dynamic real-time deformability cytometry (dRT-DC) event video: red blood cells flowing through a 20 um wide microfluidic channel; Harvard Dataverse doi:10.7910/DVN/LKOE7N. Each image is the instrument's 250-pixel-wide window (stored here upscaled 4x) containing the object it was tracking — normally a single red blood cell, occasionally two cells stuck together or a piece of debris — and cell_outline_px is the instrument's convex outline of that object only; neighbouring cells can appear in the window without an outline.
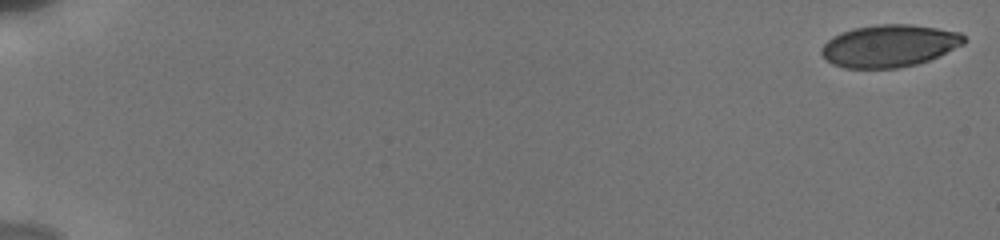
{"species": "human", "species_latin": "Homo sapiens", "temperature_condition": "cold", "stored_images_in_passage": 21, "camera_frame_rate_fps": 3000, "um_per_image_px": 0.085, "donor": {"sex": "male"}, "frame": {"image": 1, "passage_image": 1, "time_ms": 0.0, "image_size_px": [1000, 240], "cell_outline_px": [[968, 40], [964, 44], [928, 60], [916, 64], [896, 68], [844, 68], [832, 64], [820, 52], [820, 48], [832, 36], [840, 32], [852, 28], [876, 24], [912, 24], [960, 32]], "centroid_in_image_um": [75.57, 3.88], "position_along_channel_um": 9.4, "area_um2": 35.2}}
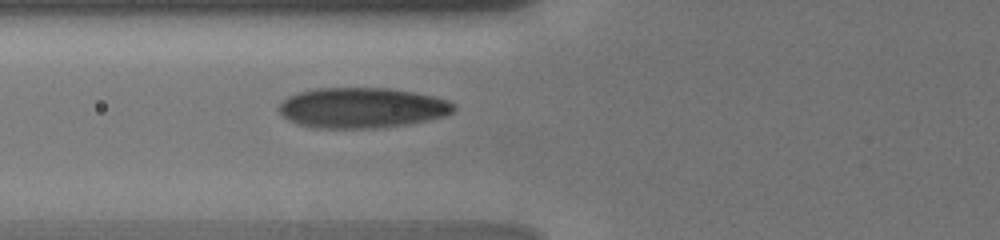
{"frame": {"image": 2, "passage_image": 18, "time_ms": 7.333, "image_size_px": [1000, 240], "cell_outline_px": [[456, 108], [452, 112], [444, 116], [428, 120], [408, 124], [380, 128], [316, 128], [296, 124], [288, 120], [276, 108], [288, 96], [300, 92], [316, 88], [388, 88], [412, 92], [432, 96], [448, 100], [456, 104]], "centroid_in_image_um": [30.76, 9.17], "position_along_channel_um": 95.0, "area_um2": 41.27}}
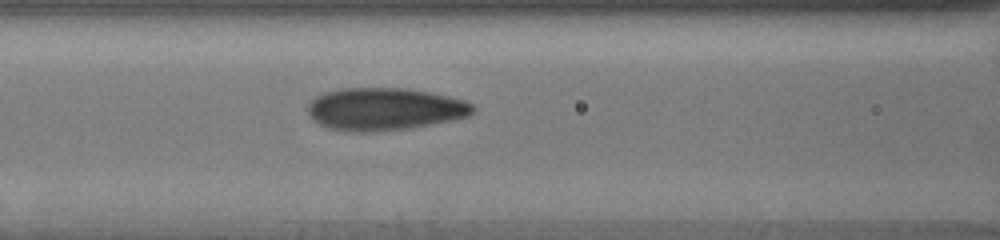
{"frame": {"image": 3, "passage_image": 21, "time_ms": 8.333, "image_size_px": [1000, 240], "cell_outline_px": [[476, 108], [468, 116], [456, 120], [412, 128], [368, 132], [344, 132], [324, 128], [312, 120], [308, 112], [308, 104], [316, 96], [324, 92], [340, 88], [408, 88], [448, 96], [464, 100], [472, 104]], "centroid_in_image_um": [32.66, 9.29], "position_along_channel_um": 133.9, "area_um2": 41.5}}